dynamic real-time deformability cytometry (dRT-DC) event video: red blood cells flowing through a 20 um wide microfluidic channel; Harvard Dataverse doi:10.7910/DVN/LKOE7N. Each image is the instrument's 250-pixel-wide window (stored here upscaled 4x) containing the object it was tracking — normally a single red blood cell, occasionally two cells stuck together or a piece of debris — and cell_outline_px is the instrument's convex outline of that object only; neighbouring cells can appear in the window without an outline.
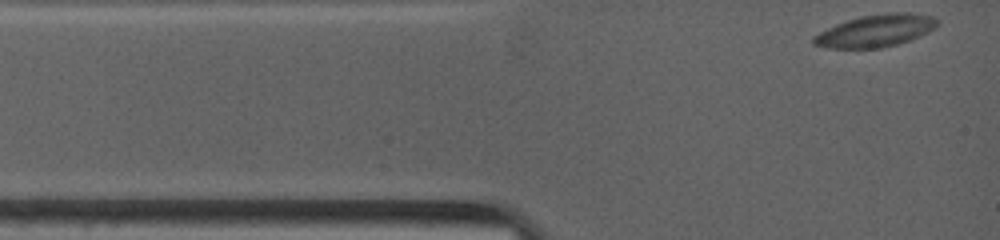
{"species": "common noctule bat (a hibernating species)", "species_latin": "Nyctalus noctula", "temperature_condition": "warm", "stored_images_in_passage": 22, "camera_frame_rate_fps": 4500, "um_per_image_px": 0.085, "animal": {"sex": "female", "body_mass_g": 19.0, "forearm_length_mm": 53.3}, "frame": {"image": 1, "passage_image": 1, "time_ms": 0.0, "image_size_px": [1000, 240], "cell_outline_px": [[940, 24], [928, 32], [908, 40], [896, 44], [880, 48], [828, 48], [812, 44], [812, 36], [836, 24], [860, 16], [888, 12], [908, 12], [932, 16], [940, 20]], "centroid_in_image_um": [74.44, 2.6], "position_along_channel_um": 10.6, "area_um2": 23.24}}
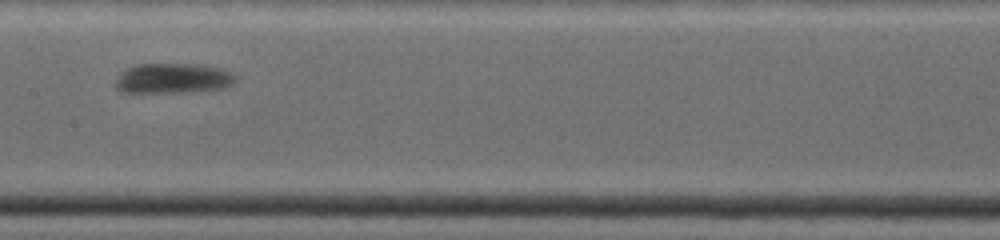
{"frame": {"image": 2, "passage_image": 10, "time_ms": 6.667, "image_size_px": [1000, 240], "cell_outline_px": [[236, 84], [224, 88], [184, 92], [120, 92], [116, 88], [116, 80], [120, 72], [124, 68], [132, 64], [204, 64], [220, 68], [232, 72], [236, 76]], "centroid_in_image_um": [14.71, 6.64], "position_along_channel_um": 192.7, "area_um2": 21.44}}
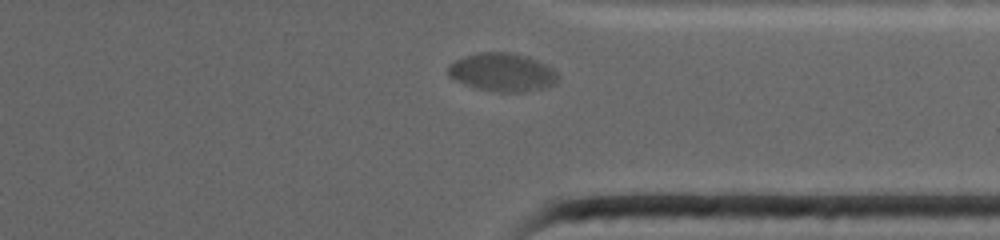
{"frame": {"image": 3, "passage_image": 19, "time_ms": 12.0, "image_size_px": [1000, 240], "cell_outline_px": [[560, 76], [556, 84], [524, 92], [496, 92], [476, 88], [464, 84], [448, 76], [448, 64], [464, 56], [480, 52], [512, 52], [528, 56], [552, 68]], "centroid_in_image_um": [42.69, 6.14], "position_along_channel_um": 368.7, "area_um2": 24.62}}